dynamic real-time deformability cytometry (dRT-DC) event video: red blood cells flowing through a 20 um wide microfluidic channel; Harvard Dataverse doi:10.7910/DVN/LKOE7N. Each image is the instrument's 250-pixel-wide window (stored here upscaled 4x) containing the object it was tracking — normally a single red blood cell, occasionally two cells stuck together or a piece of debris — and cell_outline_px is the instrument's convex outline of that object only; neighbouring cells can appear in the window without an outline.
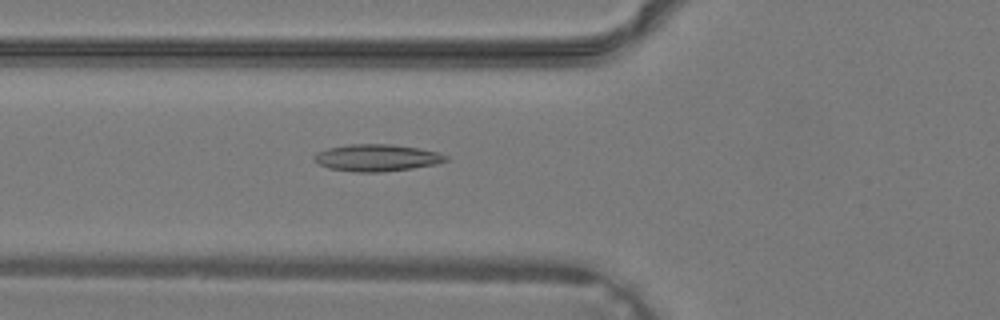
{"species": "common noctule bat (a hibernating species)", "species_latin": "Nyctalus noctula", "temperature_condition": "warm", "stored_images_in_passage": 39, "camera_frame_rate_fps": 3000, "um_per_image_px": 0.085, "animal": {"sex": "male", "body_mass_g": 19.2, "forearm_length_mm": 51.8}, "frame": {"image": 1, "passage_image": 15, "time_ms": 4.667, "image_size_px": [1000, 320], "cell_outline_px": [[448, 160], [436, 164], [412, 168], [380, 172], [356, 172], [328, 168], [312, 160], [312, 156], [316, 152], [328, 148], [348, 144], [392, 144], [420, 148], [440, 152], [448, 156]], "centroid_in_image_um": [32.02, 13.4], "position_along_channel_um": 93.8, "area_um2": 20.87}}
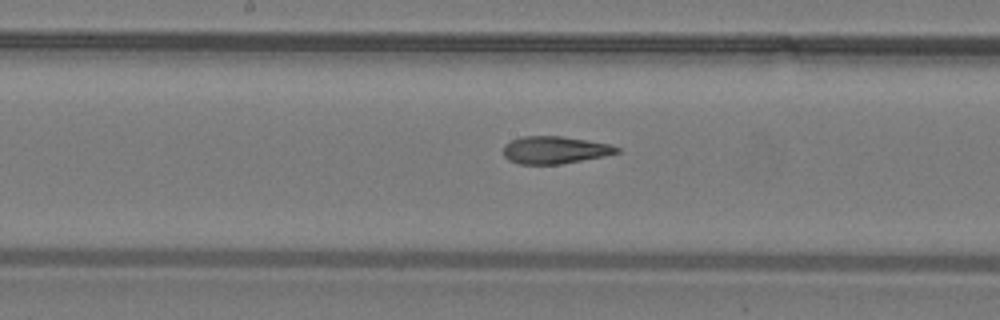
{"frame": {"image": 2, "passage_image": 21, "time_ms": 6.667, "image_size_px": [1000, 320], "cell_outline_px": [[620, 152], [604, 156], [560, 164], [520, 164], [508, 160], [504, 156], [504, 144], [512, 140], [524, 136], [560, 136], [608, 144], [620, 148]], "centroid_in_image_um": [47.13, 12.75], "position_along_channel_um": 201.1, "area_um2": 17.92}}
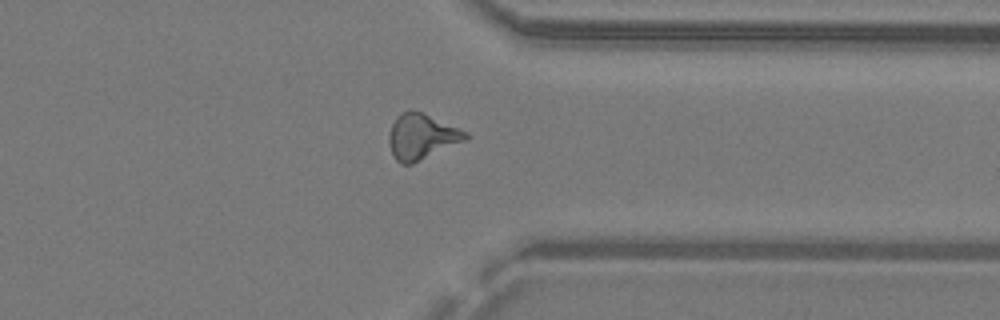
{"frame": {"image": 3, "passage_image": 31, "time_ms": 10.0, "image_size_px": [1000, 320], "cell_outline_px": [[468, 140], [412, 164], [400, 164], [396, 160], [388, 144], [388, 136], [392, 124], [396, 116], [400, 112], [408, 108], [420, 112], [468, 132]], "centroid_in_image_um": [35.82, 11.61], "position_along_channel_um": 375.6, "area_um2": 20.46}}